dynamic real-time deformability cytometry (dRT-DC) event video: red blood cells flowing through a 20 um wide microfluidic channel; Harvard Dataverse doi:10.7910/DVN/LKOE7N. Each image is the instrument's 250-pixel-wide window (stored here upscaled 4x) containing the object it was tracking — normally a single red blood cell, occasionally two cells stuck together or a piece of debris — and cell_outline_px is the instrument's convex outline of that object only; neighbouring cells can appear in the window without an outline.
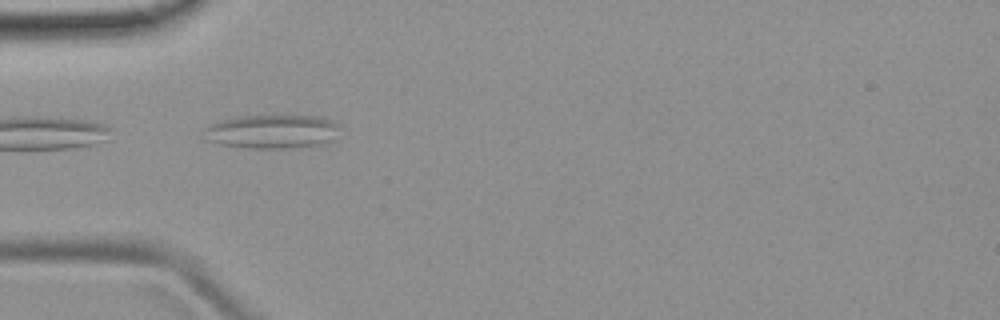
{"species": "common noctule bat (a hibernating species)", "species_latin": "Nyctalus noctula", "temperature_condition": "room temperature", "stored_images_in_passage": 4, "camera_frame_rate_fps": 3000, "um_per_image_px": 0.085, "animal": {"sex": "female", "body_mass_g": 19.9}, "frame": {"image": 1, "passage_image": 2, "time_ms": 0.333, "image_size_px": [1000, 320], "cell_outline_px": [[336, 124], [332, 140], [328, 144], [284, 148], [248, 148], [220, 144], [208, 140], [204, 128], [208, 124], [224, 120], [244, 116], [320, 116], [332, 120]], "centroid_in_image_um": [23.11, 11.19], "position_along_channel_um": 61.9, "area_um2": 26.3}}